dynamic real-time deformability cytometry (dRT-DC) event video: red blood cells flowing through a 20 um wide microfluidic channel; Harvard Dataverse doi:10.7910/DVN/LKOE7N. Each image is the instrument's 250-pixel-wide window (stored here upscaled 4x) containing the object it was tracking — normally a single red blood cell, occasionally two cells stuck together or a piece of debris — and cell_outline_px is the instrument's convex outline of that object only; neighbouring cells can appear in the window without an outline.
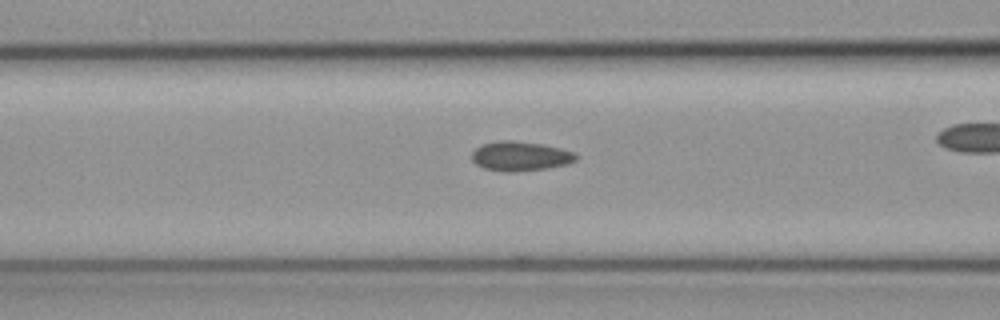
{"species": "common noctule bat (a hibernating species)", "species_latin": "Nyctalus noctula", "temperature_condition": "cold", "stored_images_in_passage": 31, "camera_frame_rate_fps": 3000, "um_per_image_px": 0.085, "animal": {"sex": "female", "body_mass_g": 19.3, "forearm_length_mm": 54.1}, "frame": {"image": 1, "passage_image": 14, "time_ms": 4.333, "image_size_px": [1000, 320], "cell_outline_px": [[576, 160], [568, 164], [548, 168], [508, 172], [504, 172], [484, 168], [476, 164], [472, 160], [472, 152], [480, 144], [496, 140], [512, 140], [540, 144], [560, 148], [576, 152]], "centroid_in_image_um": [44.2, 13.26], "position_along_channel_um": 122.4, "area_um2": 17.98}}